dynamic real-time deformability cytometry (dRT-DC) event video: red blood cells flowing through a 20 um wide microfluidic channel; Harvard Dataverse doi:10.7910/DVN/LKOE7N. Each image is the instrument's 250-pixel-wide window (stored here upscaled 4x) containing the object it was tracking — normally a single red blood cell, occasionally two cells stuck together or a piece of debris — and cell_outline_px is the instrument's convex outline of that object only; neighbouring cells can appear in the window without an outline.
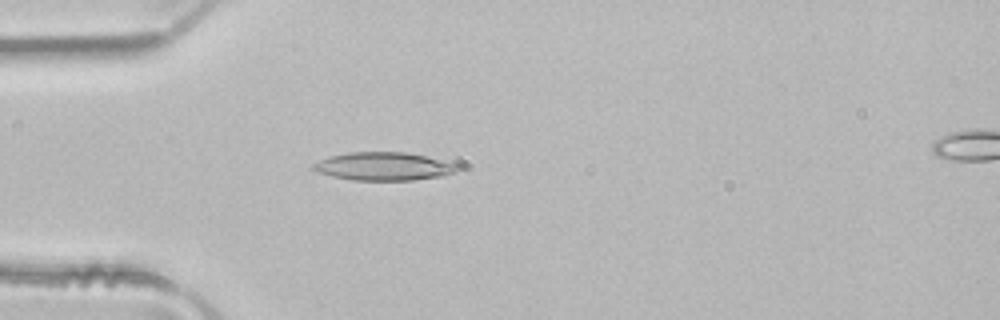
{"species": "common noctule bat (a hibernating species)", "species_latin": "Nyctalus noctula", "temperature_condition": "room temperature", "stored_images_in_passage": 3, "segment_of_instrument_passage": [1, 2], "camera_frame_rate_fps": 3000, "um_per_image_px": 0.085, "animal": {"sex": "male", "body_mass_g": 21.5, "forearm_length_mm": 52.0}, "frame": {"image": 1, "passage_image": 2, "time_ms": 0.333, "image_size_px": [1000, 320], "cell_outline_px": [[456, 168], [452, 172], [444, 176], [412, 180], [352, 180], [332, 176], [316, 172], [312, 168], [312, 164], [328, 156], [348, 152], [408, 152], [456, 164]], "centroid_in_image_um": [32.53, 14.14], "position_along_channel_um": 52.5, "area_um2": 23.47}}